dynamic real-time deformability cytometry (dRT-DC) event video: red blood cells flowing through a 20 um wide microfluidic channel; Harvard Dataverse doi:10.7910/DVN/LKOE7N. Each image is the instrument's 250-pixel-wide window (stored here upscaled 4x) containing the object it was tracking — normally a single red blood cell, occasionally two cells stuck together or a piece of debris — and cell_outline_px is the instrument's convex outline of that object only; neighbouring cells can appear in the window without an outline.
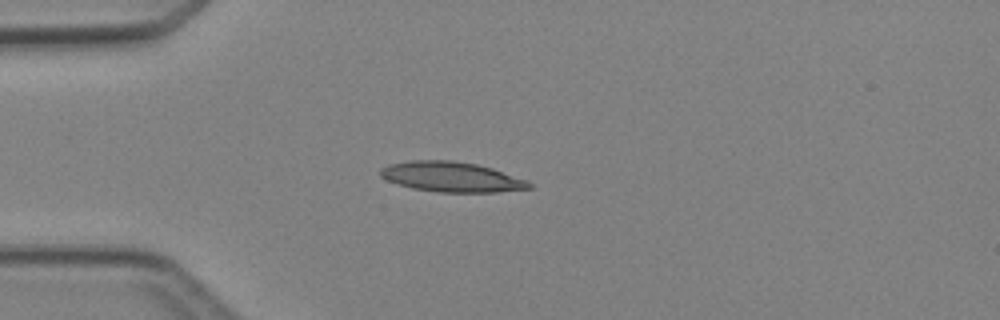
{"species": "Egyptian fruit bat (a non-hibernating species)", "species_latin": "Rousettus aegyptiacus", "temperature_condition": "cold", "stored_images_in_passage": 2, "camera_frame_rate_fps": 3000, "um_per_image_px": 0.085, "animal": {"sex": "female"}, "frame": {"image": 1, "passage_image": 1, "time_ms": 0.0, "image_size_px": [1000, 320], "cell_outline_px": [[532, 188], [496, 192], [436, 192], [412, 188], [388, 180], [380, 176], [380, 168], [388, 164], [412, 160], [452, 160], [476, 164], [492, 168], [528, 180], [532, 184]], "centroid_in_image_um": [38.39, 15.03], "position_along_channel_um": 46.6, "area_um2": 26.07}}